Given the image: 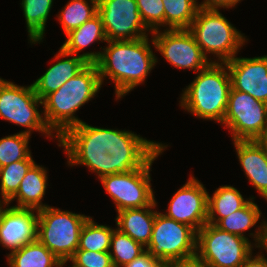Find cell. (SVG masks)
<instances>
[{
  "label": "cell",
  "instance_id": "6da1fadb",
  "mask_svg": "<svg viewBox=\"0 0 267 267\" xmlns=\"http://www.w3.org/2000/svg\"><path fill=\"white\" fill-rule=\"evenodd\" d=\"M58 142L69 166L85 165L98 179L141 168L164 145L129 130L93 127L85 122L67 129Z\"/></svg>",
  "mask_w": 267,
  "mask_h": 267
},
{
  "label": "cell",
  "instance_id": "7a4b0ae2",
  "mask_svg": "<svg viewBox=\"0 0 267 267\" xmlns=\"http://www.w3.org/2000/svg\"><path fill=\"white\" fill-rule=\"evenodd\" d=\"M100 58L95 63L101 84L109 78L115 85L116 100L123 98L135 87L145 82L156 66L158 58L151 49L149 38L106 42Z\"/></svg>",
  "mask_w": 267,
  "mask_h": 267
},
{
  "label": "cell",
  "instance_id": "3957f363",
  "mask_svg": "<svg viewBox=\"0 0 267 267\" xmlns=\"http://www.w3.org/2000/svg\"><path fill=\"white\" fill-rule=\"evenodd\" d=\"M102 84L96 64L89 63L75 77L66 81L57 91L42 100L46 125L59 138L67 129L83 121L76 112L92 100Z\"/></svg>",
  "mask_w": 267,
  "mask_h": 267
},
{
  "label": "cell",
  "instance_id": "277c9868",
  "mask_svg": "<svg viewBox=\"0 0 267 267\" xmlns=\"http://www.w3.org/2000/svg\"><path fill=\"white\" fill-rule=\"evenodd\" d=\"M184 88L180 106L195 117L222 123L231 88L226 63H210Z\"/></svg>",
  "mask_w": 267,
  "mask_h": 267
},
{
  "label": "cell",
  "instance_id": "5b68a950",
  "mask_svg": "<svg viewBox=\"0 0 267 267\" xmlns=\"http://www.w3.org/2000/svg\"><path fill=\"white\" fill-rule=\"evenodd\" d=\"M188 30L211 63L232 60L248 40L216 8H199ZM208 54L216 56L217 61L209 59Z\"/></svg>",
  "mask_w": 267,
  "mask_h": 267
},
{
  "label": "cell",
  "instance_id": "8992f818",
  "mask_svg": "<svg viewBox=\"0 0 267 267\" xmlns=\"http://www.w3.org/2000/svg\"><path fill=\"white\" fill-rule=\"evenodd\" d=\"M89 217L47 206L38 210L37 240L66 265L78 248L81 228Z\"/></svg>",
  "mask_w": 267,
  "mask_h": 267
},
{
  "label": "cell",
  "instance_id": "52a82bcc",
  "mask_svg": "<svg viewBox=\"0 0 267 267\" xmlns=\"http://www.w3.org/2000/svg\"><path fill=\"white\" fill-rule=\"evenodd\" d=\"M42 100L35 94L33 85L19 86L0 78V118L15 125L26 127L21 131L31 136L35 130L47 138L58 137L49 129L44 120L43 112L38 108Z\"/></svg>",
  "mask_w": 267,
  "mask_h": 267
},
{
  "label": "cell",
  "instance_id": "ba28073f",
  "mask_svg": "<svg viewBox=\"0 0 267 267\" xmlns=\"http://www.w3.org/2000/svg\"><path fill=\"white\" fill-rule=\"evenodd\" d=\"M146 251L164 265L196 257L197 231L157 212Z\"/></svg>",
  "mask_w": 267,
  "mask_h": 267
},
{
  "label": "cell",
  "instance_id": "9c48e42d",
  "mask_svg": "<svg viewBox=\"0 0 267 267\" xmlns=\"http://www.w3.org/2000/svg\"><path fill=\"white\" fill-rule=\"evenodd\" d=\"M255 244L206 223L197 232L196 257L208 267H241Z\"/></svg>",
  "mask_w": 267,
  "mask_h": 267
},
{
  "label": "cell",
  "instance_id": "30bf717a",
  "mask_svg": "<svg viewBox=\"0 0 267 267\" xmlns=\"http://www.w3.org/2000/svg\"><path fill=\"white\" fill-rule=\"evenodd\" d=\"M167 147L168 145H163L141 168L127 173L106 175L99 179L106 193L114 201L117 212L124 209L143 208L155 200L150 182L151 166Z\"/></svg>",
  "mask_w": 267,
  "mask_h": 267
},
{
  "label": "cell",
  "instance_id": "8fae6325",
  "mask_svg": "<svg viewBox=\"0 0 267 267\" xmlns=\"http://www.w3.org/2000/svg\"><path fill=\"white\" fill-rule=\"evenodd\" d=\"M233 141H252L267 128V104L248 93L230 88L223 122Z\"/></svg>",
  "mask_w": 267,
  "mask_h": 267
},
{
  "label": "cell",
  "instance_id": "7c38bea8",
  "mask_svg": "<svg viewBox=\"0 0 267 267\" xmlns=\"http://www.w3.org/2000/svg\"><path fill=\"white\" fill-rule=\"evenodd\" d=\"M151 34L153 47L175 68L197 73L211 63L188 29L156 30Z\"/></svg>",
  "mask_w": 267,
  "mask_h": 267
},
{
  "label": "cell",
  "instance_id": "4fadbf2b",
  "mask_svg": "<svg viewBox=\"0 0 267 267\" xmlns=\"http://www.w3.org/2000/svg\"><path fill=\"white\" fill-rule=\"evenodd\" d=\"M98 14L107 40H134L152 33L141 19L136 0H98Z\"/></svg>",
  "mask_w": 267,
  "mask_h": 267
},
{
  "label": "cell",
  "instance_id": "5bb4252c",
  "mask_svg": "<svg viewBox=\"0 0 267 267\" xmlns=\"http://www.w3.org/2000/svg\"><path fill=\"white\" fill-rule=\"evenodd\" d=\"M208 192L193 175L175 192L163 214L197 232L207 223Z\"/></svg>",
  "mask_w": 267,
  "mask_h": 267
},
{
  "label": "cell",
  "instance_id": "9a60e30c",
  "mask_svg": "<svg viewBox=\"0 0 267 267\" xmlns=\"http://www.w3.org/2000/svg\"><path fill=\"white\" fill-rule=\"evenodd\" d=\"M37 224V210L16 208L4 204L0 210L1 246L10 250L9 253H11L34 242L37 240Z\"/></svg>",
  "mask_w": 267,
  "mask_h": 267
},
{
  "label": "cell",
  "instance_id": "2e32d148",
  "mask_svg": "<svg viewBox=\"0 0 267 267\" xmlns=\"http://www.w3.org/2000/svg\"><path fill=\"white\" fill-rule=\"evenodd\" d=\"M226 65L232 89L248 93L267 104V55L253 58L235 56Z\"/></svg>",
  "mask_w": 267,
  "mask_h": 267
},
{
  "label": "cell",
  "instance_id": "e0dca14e",
  "mask_svg": "<svg viewBox=\"0 0 267 267\" xmlns=\"http://www.w3.org/2000/svg\"><path fill=\"white\" fill-rule=\"evenodd\" d=\"M59 49V52L54 55L57 62L32 83L35 94L41 100L57 91L66 81L75 77L89 64L81 56L67 53L61 47Z\"/></svg>",
  "mask_w": 267,
  "mask_h": 267
},
{
  "label": "cell",
  "instance_id": "ac0fdd59",
  "mask_svg": "<svg viewBox=\"0 0 267 267\" xmlns=\"http://www.w3.org/2000/svg\"><path fill=\"white\" fill-rule=\"evenodd\" d=\"M249 183L267 201V154L254 141H233Z\"/></svg>",
  "mask_w": 267,
  "mask_h": 267
},
{
  "label": "cell",
  "instance_id": "d6986e66",
  "mask_svg": "<svg viewBox=\"0 0 267 267\" xmlns=\"http://www.w3.org/2000/svg\"><path fill=\"white\" fill-rule=\"evenodd\" d=\"M66 37L67 38L61 48L67 53L81 56L91 64H95L98 61L102 52L101 50L99 52L91 51L86 53L84 52L82 54L79 53L94 42L101 41L103 43L108 41L101 17L98 13L77 29H74L66 34Z\"/></svg>",
  "mask_w": 267,
  "mask_h": 267
},
{
  "label": "cell",
  "instance_id": "ffe728a7",
  "mask_svg": "<svg viewBox=\"0 0 267 267\" xmlns=\"http://www.w3.org/2000/svg\"><path fill=\"white\" fill-rule=\"evenodd\" d=\"M156 206L157 202L154 200L149 206L143 208L124 209L117 212L115 218L117 229L146 247L151 239L157 213Z\"/></svg>",
  "mask_w": 267,
  "mask_h": 267
},
{
  "label": "cell",
  "instance_id": "44dd1931",
  "mask_svg": "<svg viewBox=\"0 0 267 267\" xmlns=\"http://www.w3.org/2000/svg\"><path fill=\"white\" fill-rule=\"evenodd\" d=\"M47 182V169L34 163L21 181L17 193L6 204L17 200V205L12 207L37 211L46 208L49 205L43 204L42 200L46 194Z\"/></svg>",
  "mask_w": 267,
  "mask_h": 267
},
{
  "label": "cell",
  "instance_id": "7402d4cb",
  "mask_svg": "<svg viewBox=\"0 0 267 267\" xmlns=\"http://www.w3.org/2000/svg\"><path fill=\"white\" fill-rule=\"evenodd\" d=\"M252 198L244 199L240 191L230 185L218 187L212 197L208 193L207 223L215 225L221 218L243 208Z\"/></svg>",
  "mask_w": 267,
  "mask_h": 267
},
{
  "label": "cell",
  "instance_id": "603a6c76",
  "mask_svg": "<svg viewBox=\"0 0 267 267\" xmlns=\"http://www.w3.org/2000/svg\"><path fill=\"white\" fill-rule=\"evenodd\" d=\"M9 267H62L58 259L38 240L30 242L7 255Z\"/></svg>",
  "mask_w": 267,
  "mask_h": 267
},
{
  "label": "cell",
  "instance_id": "cb8c5ba5",
  "mask_svg": "<svg viewBox=\"0 0 267 267\" xmlns=\"http://www.w3.org/2000/svg\"><path fill=\"white\" fill-rule=\"evenodd\" d=\"M21 6L26 21L30 44L43 42L46 22L53 0H22Z\"/></svg>",
  "mask_w": 267,
  "mask_h": 267
},
{
  "label": "cell",
  "instance_id": "d4e9b609",
  "mask_svg": "<svg viewBox=\"0 0 267 267\" xmlns=\"http://www.w3.org/2000/svg\"><path fill=\"white\" fill-rule=\"evenodd\" d=\"M261 214V210L252 198L243 208L221 218L215 226L220 230L248 239L244 232L258 223L262 217Z\"/></svg>",
  "mask_w": 267,
  "mask_h": 267
},
{
  "label": "cell",
  "instance_id": "484cf974",
  "mask_svg": "<svg viewBox=\"0 0 267 267\" xmlns=\"http://www.w3.org/2000/svg\"><path fill=\"white\" fill-rule=\"evenodd\" d=\"M58 13L56 16L66 35L98 13V0H70Z\"/></svg>",
  "mask_w": 267,
  "mask_h": 267
},
{
  "label": "cell",
  "instance_id": "4316f807",
  "mask_svg": "<svg viewBox=\"0 0 267 267\" xmlns=\"http://www.w3.org/2000/svg\"><path fill=\"white\" fill-rule=\"evenodd\" d=\"M162 3L166 30L189 29L200 8L197 0H162Z\"/></svg>",
  "mask_w": 267,
  "mask_h": 267
},
{
  "label": "cell",
  "instance_id": "83f0119b",
  "mask_svg": "<svg viewBox=\"0 0 267 267\" xmlns=\"http://www.w3.org/2000/svg\"><path fill=\"white\" fill-rule=\"evenodd\" d=\"M114 230L106 224L99 225L90 216L81 228L77 250L109 252Z\"/></svg>",
  "mask_w": 267,
  "mask_h": 267
},
{
  "label": "cell",
  "instance_id": "f1b7e54d",
  "mask_svg": "<svg viewBox=\"0 0 267 267\" xmlns=\"http://www.w3.org/2000/svg\"><path fill=\"white\" fill-rule=\"evenodd\" d=\"M34 163L30 155L25 160L0 167V195L3 203L6 204L17 193L21 181Z\"/></svg>",
  "mask_w": 267,
  "mask_h": 267
},
{
  "label": "cell",
  "instance_id": "f546056e",
  "mask_svg": "<svg viewBox=\"0 0 267 267\" xmlns=\"http://www.w3.org/2000/svg\"><path fill=\"white\" fill-rule=\"evenodd\" d=\"M145 251L146 248L141 243L115 228L109 249L114 267L125 266Z\"/></svg>",
  "mask_w": 267,
  "mask_h": 267
},
{
  "label": "cell",
  "instance_id": "4dcf8cb0",
  "mask_svg": "<svg viewBox=\"0 0 267 267\" xmlns=\"http://www.w3.org/2000/svg\"><path fill=\"white\" fill-rule=\"evenodd\" d=\"M30 136L19 132L0 139V167L25 160L31 155Z\"/></svg>",
  "mask_w": 267,
  "mask_h": 267
},
{
  "label": "cell",
  "instance_id": "1f68e13d",
  "mask_svg": "<svg viewBox=\"0 0 267 267\" xmlns=\"http://www.w3.org/2000/svg\"><path fill=\"white\" fill-rule=\"evenodd\" d=\"M138 11L145 26L151 31L165 28V13L162 0H136Z\"/></svg>",
  "mask_w": 267,
  "mask_h": 267
},
{
  "label": "cell",
  "instance_id": "d6a6232c",
  "mask_svg": "<svg viewBox=\"0 0 267 267\" xmlns=\"http://www.w3.org/2000/svg\"><path fill=\"white\" fill-rule=\"evenodd\" d=\"M71 261V267H114L109 252L76 250Z\"/></svg>",
  "mask_w": 267,
  "mask_h": 267
},
{
  "label": "cell",
  "instance_id": "836d02e7",
  "mask_svg": "<svg viewBox=\"0 0 267 267\" xmlns=\"http://www.w3.org/2000/svg\"><path fill=\"white\" fill-rule=\"evenodd\" d=\"M164 264L147 251L123 267H162Z\"/></svg>",
  "mask_w": 267,
  "mask_h": 267
},
{
  "label": "cell",
  "instance_id": "e575fe53",
  "mask_svg": "<svg viewBox=\"0 0 267 267\" xmlns=\"http://www.w3.org/2000/svg\"><path fill=\"white\" fill-rule=\"evenodd\" d=\"M258 229H255L254 233H249L254 238L255 248H262L267 250V220L259 223Z\"/></svg>",
  "mask_w": 267,
  "mask_h": 267
},
{
  "label": "cell",
  "instance_id": "d590c367",
  "mask_svg": "<svg viewBox=\"0 0 267 267\" xmlns=\"http://www.w3.org/2000/svg\"><path fill=\"white\" fill-rule=\"evenodd\" d=\"M241 0H203L199 5L200 8H234Z\"/></svg>",
  "mask_w": 267,
  "mask_h": 267
},
{
  "label": "cell",
  "instance_id": "8d00e7d4",
  "mask_svg": "<svg viewBox=\"0 0 267 267\" xmlns=\"http://www.w3.org/2000/svg\"><path fill=\"white\" fill-rule=\"evenodd\" d=\"M253 252L246 258L245 262L241 267H267V258L261 252L257 255L252 256Z\"/></svg>",
  "mask_w": 267,
  "mask_h": 267
},
{
  "label": "cell",
  "instance_id": "74e56055",
  "mask_svg": "<svg viewBox=\"0 0 267 267\" xmlns=\"http://www.w3.org/2000/svg\"><path fill=\"white\" fill-rule=\"evenodd\" d=\"M171 265L172 267H208L204 262L200 261L197 257L172 263Z\"/></svg>",
  "mask_w": 267,
  "mask_h": 267
},
{
  "label": "cell",
  "instance_id": "f35d334b",
  "mask_svg": "<svg viewBox=\"0 0 267 267\" xmlns=\"http://www.w3.org/2000/svg\"><path fill=\"white\" fill-rule=\"evenodd\" d=\"M262 150L267 154V128L254 140Z\"/></svg>",
  "mask_w": 267,
  "mask_h": 267
},
{
  "label": "cell",
  "instance_id": "ab89813d",
  "mask_svg": "<svg viewBox=\"0 0 267 267\" xmlns=\"http://www.w3.org/2000/svg\"><path fill=\"white\" fill-rule=\"evenodd\" d=\"M5 203H3L1 200H0V210L2 208V206L4 205Z\"/></svg>",
  "mask_w": 267,
  "mask_h": 267
},
{
  "label": "cell",
  "instance_id": "60d3db41",
  "mask_svg": "<svg viewBox=\"0 0 267 267\" xmlns=\"http://www.w3.org/2000/svg\"><path fill=\"white\" fill-rule=\"evenodd\" d=\"M162 267H172V265H163Z\"/></svg>",
  "mask_w": 267,
  "mask_h": 267
}]
</instances>
